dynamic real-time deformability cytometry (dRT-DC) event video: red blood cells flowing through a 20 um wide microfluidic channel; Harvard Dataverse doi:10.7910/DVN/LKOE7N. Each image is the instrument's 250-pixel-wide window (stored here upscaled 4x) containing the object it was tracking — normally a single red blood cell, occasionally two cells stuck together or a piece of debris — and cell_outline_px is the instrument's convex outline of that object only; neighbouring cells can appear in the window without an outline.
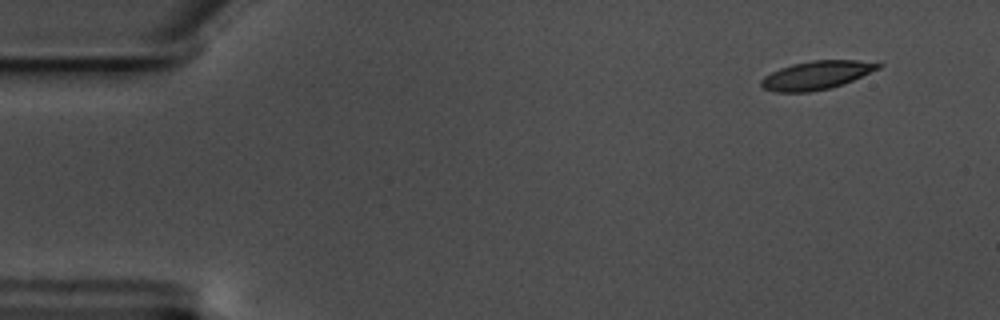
{"species": "common noctule bat (a hibernating species)", "species_latin": "Nyctalus noctula", "temperature_condition": "warm", "stored_images_in_passage": 54, "camera_frame_rate_fps": 3000, "um_per_image_px": 0.085, "animal": {"sex": "male", "body_mass_g": 17.5, "forearm_length_mm": 52.3}, "frame": {"image": 1, "passage_image": 1, "time_ms": 0.0, "image_size_px": [1000, 320], "cell_outline_px": [[884, 64], [880, 68], [852, 80], [828, 88], [808, 92], [776, 92], [764, 88], [760, 84], [760, 80], [764, 76], [780, 68], [792, 64], [812, 60], [856, 60]], "centroid_in_image_um": [69.37, 6.38], "position_along_channel_um": 15.6, "area_um2": 19.13}}
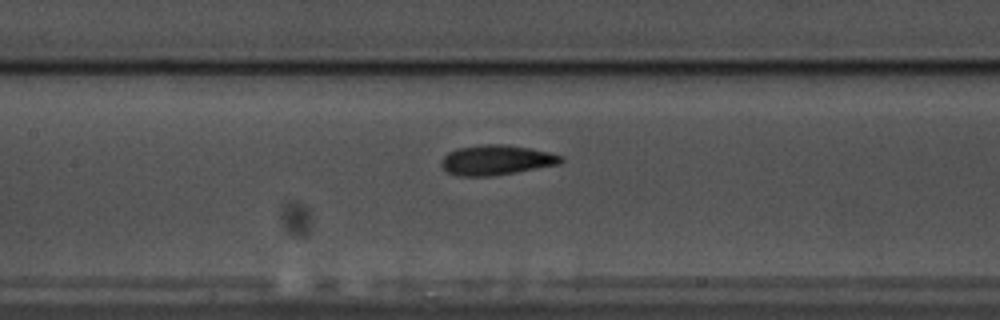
{"frame": {"image": 2, "passage_image": 23, "time_ms": 7.333, "image_size_px": [1000, 320], "cell_outline_px": [[564, 160], [560, 164], [516, 172], [492, 176], [456, 176], [444, 172], [440, 164], [440, 160], [448, 152], [456, 148], [484, 144], [504, 144], [532, 148], [564, 156]], "centroid_in_image_um": [42.15, 13.6], "position_along_channel_um": 165.2, "area_um2": 21.27}}
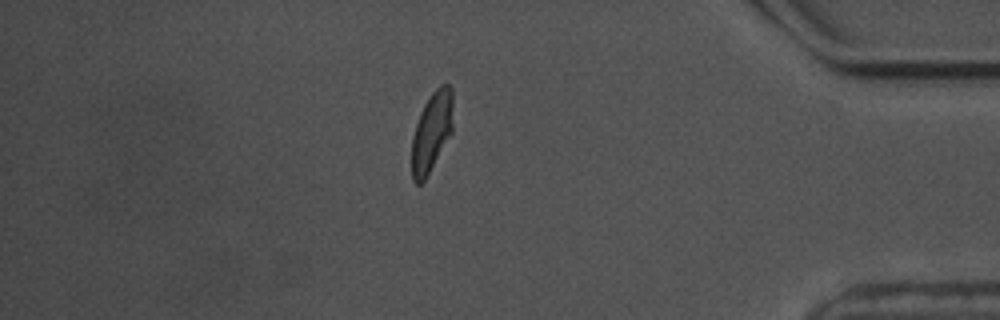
{"frame": {"image": 3, "passage_image": 46, "time_ms": 15.0, "image_size_px": [1000, 320], "cell_outline_px": [[452, 132], [424, 180], [420, 184], [416, 184], [412, 180], [412, 136], [420, 112], [424, 104], [432, 92], [440, 84], [448, 84], [452, 88]], "centroid_in_image_um": [36.68, 11.18], "position_along_channel_um": 398.5, "area_um2": 19.02}, "authors_computed_cell_mechanics": {"area_um2": 20.0277, "velocity_mm_per_s": 3.5151, "shape_relaxation_time_tau1_ms": 4.0578, "shape_relaxation_time_tau2_ms": 1.7372, "deformation_change_tau1": 0.1628, "deformation_change_tau2": 0.086}}